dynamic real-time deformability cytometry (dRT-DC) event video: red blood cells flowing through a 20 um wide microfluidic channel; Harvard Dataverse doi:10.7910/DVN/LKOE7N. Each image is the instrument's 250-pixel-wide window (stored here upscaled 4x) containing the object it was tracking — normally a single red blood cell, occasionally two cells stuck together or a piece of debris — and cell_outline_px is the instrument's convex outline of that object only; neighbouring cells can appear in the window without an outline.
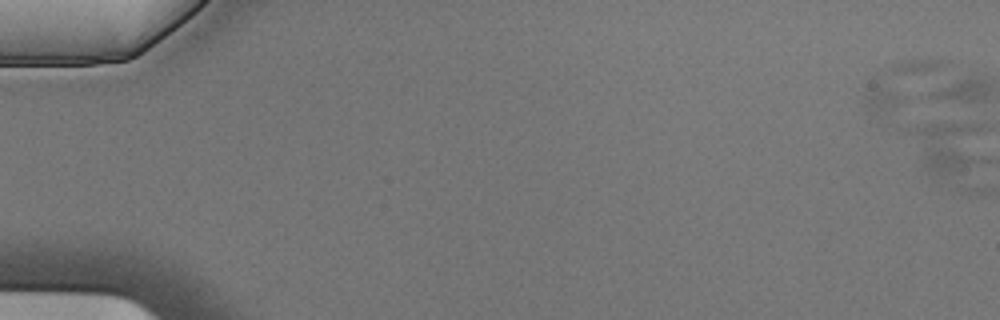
{"species": "Egyptian fruit bat (a non-hibernating species)", "species_latin": "Rousettus aegyptiacus", "temperature_condition": "cold", "stored_images_in_passage": 2, "camera_frame_rate_fps": 3000, "um_per_image_px": 0.085, "animal": {"sex": "male"}, "frame": {"image": 1, "passage_image": 1, "time_ms": 0.0, "image_size_px": [1000, 320], "cell_outline_px": [[952, 60], [948, 64], [900, 104], [884, 112], [868, 112], [864, 100], [864, 92], [888, 68], [904, 60]], "centroid_in_image_um": [76.53, 7.08], "position_along_channel_um": 8.5, "area_um2": 17.34}}